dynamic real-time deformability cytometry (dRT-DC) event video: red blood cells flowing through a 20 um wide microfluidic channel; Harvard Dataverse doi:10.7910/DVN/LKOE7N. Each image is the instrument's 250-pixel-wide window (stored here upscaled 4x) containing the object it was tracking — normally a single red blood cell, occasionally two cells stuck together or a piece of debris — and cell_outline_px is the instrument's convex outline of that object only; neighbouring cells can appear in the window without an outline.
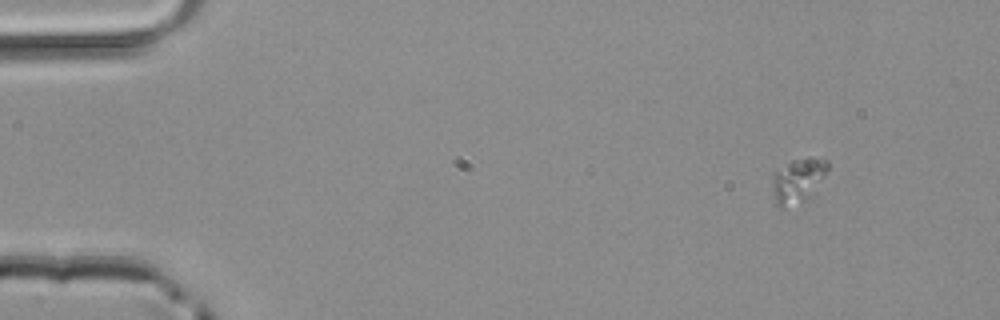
{"species": "common noctule bat (a hibernating species)", "species_latin": "Nyctalus noctula", "temperature_condition": "room temperature", "stored_images_in_passage": 46, "camera_frame_rate_fps": 3000, "um_per_image_px": 0.085, "animal": {"sex": "male", "body_mass_g": 20.4}, "frame": {"image": 1, "passage_image": 1, "time_ms": 0.0, "image_size_px": [1000, 320], "cell_outline_px": [[828, 172], [804, 200], [784, 208], [780, 208], [776, 204], [772, 184], [772, 180], [776, 172], [792, 160], [812, 156], [824, 156], [828, 160]], "centroid_in_image_um": [67.86, 15.27], "position_along_channel_um": 17.1, "area_um2": 14.1}}
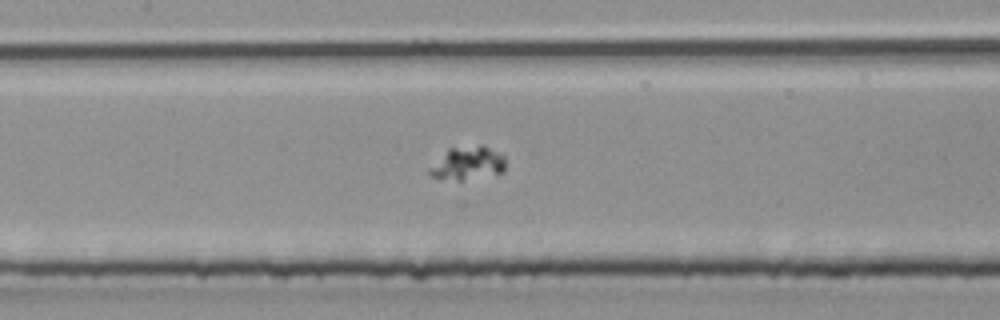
{"frame": {"image": 2, "passage_image": 20, "time_ms": 6.333, "image_size_px": [1000, 320], "cell_outline_px": [[504, 172], [460, 180], [456, 180], [432, 176], [428, 172], [428, 168], [448, 148], [480, 144], [484, 144], [504, 156]], "centroid_in_image_um": [39.75, 13.84], "position_along_channel_um": 167.7, "area_um2": 14.62}}
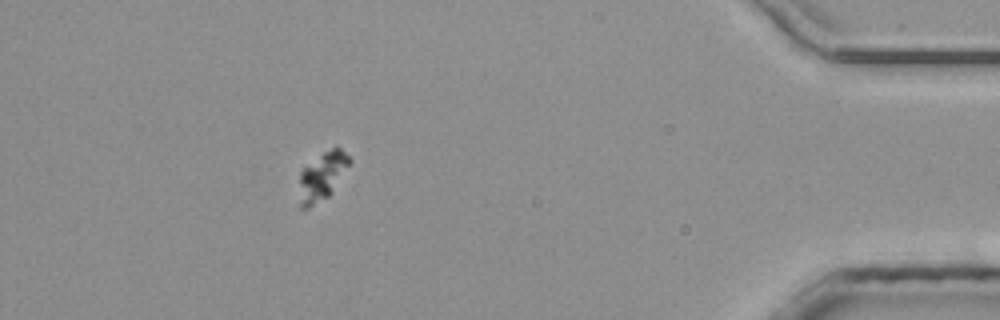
{"frame": {"image": 3, "passage_image": 41, "time_ms": 13.333, "image_size_px": [1000, 320], "cell_outline_px": [[352, 160], [332, 192], [328, 196], [308, 208], [300, 208], [300, 172], [304, 168], [324, 152], [336, 144]], "centroid_in_image_um": [27.41, 14.97], "position_along_channel_um": 407.8, "area_um2": 13.81}}